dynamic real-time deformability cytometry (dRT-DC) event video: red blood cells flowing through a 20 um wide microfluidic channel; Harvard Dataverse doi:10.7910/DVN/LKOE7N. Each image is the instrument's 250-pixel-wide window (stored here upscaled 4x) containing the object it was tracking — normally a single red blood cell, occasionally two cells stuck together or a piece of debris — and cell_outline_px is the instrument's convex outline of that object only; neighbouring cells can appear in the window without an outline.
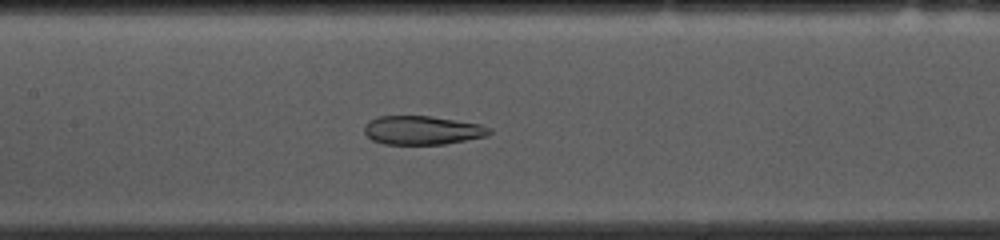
{"species": "common noctule bat (a hibernating species)", "species_latin": "Nyctalus noctula", "temperature_condition": "cold", "stored_images_in_passage": 52, "camera_frame_rate_fps": 3000, "um_per_image_px": 0.085, "animal": {"sex": "female", "body_mass_g": 10.0, "forearm_length_mm": 53.1}, "frame": {"image": 1, "passage_image": 23, "time_ms": 7.333, "image_size_px": [1000, 240], "cell_outline_px": [[492, 132], [488, 136], [444, 144], [384, 144], [372, 140], [364, 132], [364, 124], [368, 120], [380, 116], [432, 116], [480, 124], [492, 128]], "centroid_in_image_um": [35.9, 11.07], "position_along_channel_um": 171.5, "area_um2": 21.1}}
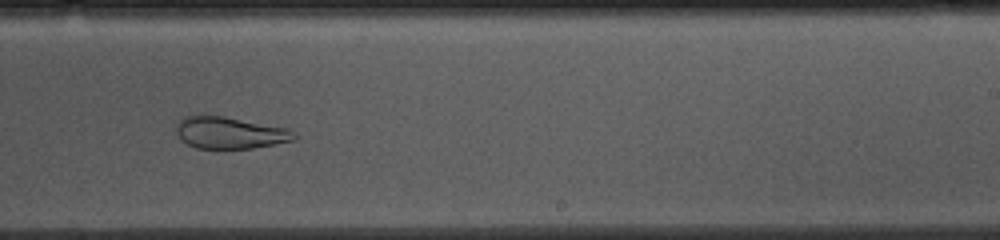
{"frame": {"image": 2, "passage_image": 31, "time_ms": 10.0, "image_size_px": [1000, 240], "cell_outline_px": [[296, 140], [276, 144], [252, 148], [196, 148], [180, 140], [176, 132], [176, 120], [180, 116], [224, 116], [288, 128], [296, 132]], "centroid_in_image_um": [19.53, 11.28], "position_along_channel_um": 269.5, "area_um2": 22.08}}
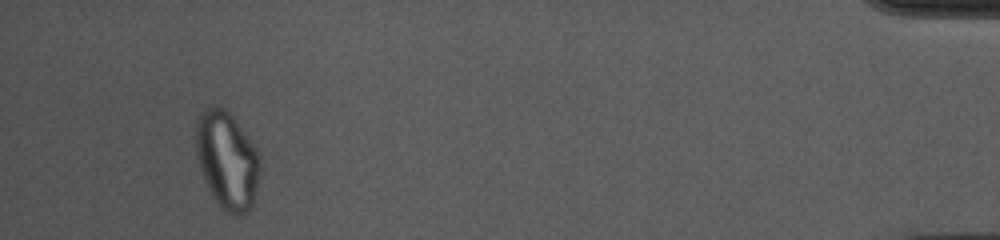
{"frame": {"image": 3, "passage_image": 49, "time_ms": 16.0, "image_size_px": [1000, 240], "cell_outline_px": [[260, 176], [256, 192], [252, 204], [248, 212], [240, 216], [228, 212], [220, 208], [212, 196], [204, 180], [200, 168], [196, 152], [196, 124], [204, 108], [212, 104], [216, 104], [224, 108], [236, 120], [256, 148], [260, 160]], "centroid_in_image_um": [19.31, 13.62], "position_along_channel_um": 415.9, "area_um2": 36.65}, "authors_computed_cell_mechanics": {"area_um2": 28.2353, "velocity_mm_per_s": 3.6896, "shape_relaxation_time_tau1_ms": null, "shape_relaxation_time_tau2_ms": 2.4446, "deformation_change_tau1": null, "deformation_change_tau2": 0.0913}}